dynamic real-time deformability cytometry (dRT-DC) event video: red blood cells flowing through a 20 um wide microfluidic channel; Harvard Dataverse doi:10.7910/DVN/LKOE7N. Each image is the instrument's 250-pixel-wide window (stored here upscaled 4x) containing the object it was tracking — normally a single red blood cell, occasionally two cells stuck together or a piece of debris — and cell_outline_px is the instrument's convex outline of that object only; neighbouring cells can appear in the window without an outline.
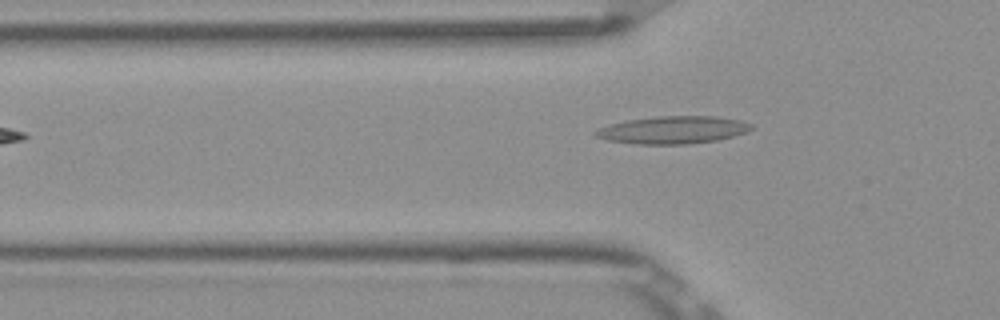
{"species": "Egyptian fruit bat (a non-hibernating species)", "species_latin": "Rousettus aegyptiacus", "temperature_condition": "room temperature", "stored_images_in_passage": 5, "camera_frame_rate_fps": 3000, "um_per_image_px": 0.085, "frame": {"image": 1, "passage_image": 5, "time_ms": 1.333, "image_size_px": [1000, 320], "cell_outline_px": [[752, 128], [748, 132], [716, 140], [688, 144], [640, 144], [608, 140], [596, 136], [592, 132], [596, 128], [608, 124], [628, 120], [656, 116], [720, 116], [740, 120], [752, 124]], "centroid_in_image_um": [57.19, 11.03], "position_along_channel_um": 68.6, "area_um2": 25.09}}